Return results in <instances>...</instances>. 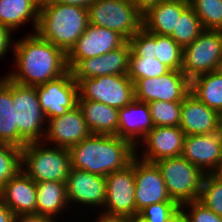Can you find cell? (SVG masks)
<instances>
[{
  "mask_svg": "<svg viewBox=\"0 0 222 222\" xmlns=\"http://www.w3.org/2000/svg\"><path fill=\"white\" fill-rule=\"evenodd\" d=\"M14 42L11 50L15 56L16 69L6 76L15 83L36 87L57 79L69 71L67 54L41 38L36 32L28 33Z\"/></svg>",
  "mask_w": 222,
  "mask_h": 222,
  "instance_id": "cell-1",
  "label": "cell"
},
{
  "mask_svg": "<svg viewBox=\"0 0 222 222\" xmlns=\"http://www.w3.org/2000/svg\"><path fill=\"white\" fill-rule=\"evenodd\" d=\"M71 168L107 176L129 165L136 148L118 135L91 134L69 148Z\"/></svg>",
  "mask_w": 222,
  "mask_h": 222,
  "instance_id": "cell-2",
  "label": "cell"
},
{
  "mask_svg": "<svg viewBox=\"0 0 222 222\" xmlns=\"http://www.w3.org/2000/svg\"><path fill=\"white\" fill-rule=\"evenodd\" d=\"M88 24L87 9L48 2L40 6L35 32L67 54Z\"/></svg>",
  "mask_w": 222,
  "mask_h": 222,
  "instance_id": "cell-3",
  "label": "cell"
},
{
  "mask_svg": "<svg viewBox=\"0 0 222 222\" xmlns=\"http://www.w3.org/2000/svg\"><path fill=\"white\" fill-rule=\"evenodd\" d=\"M21 169L35 183L66 182L71 169L69 149L30 142L21 149Z\"/></svg>",
  "mask_w": 222,
  "mask_h": 222,
  "instance_id": "cell-4",
  "label": "cell"
},
{
  "mask_svg": "<svg viewBox=\"0 0 222 222\" xmlns=\"http://www.w3.org/2000/svg\"><path fill=\"white\" fill-rule=\"evenodd\" d=\"M87 12L89 24L114 30L127 41L142 28L143 14L132 0H95Z\"/></svg>",
  "mask_w": 222,
  "mask_h": 222,
  "instance_id": "cell-5",
  "label": "cell"
},
{
  "mask_svg": "<svg viewBox=\"0 0 222 222\" xmlns=\"http://www.w3.org/2000/svg\"><path fill=\"white\" fill-rule=\"evenodd\" d=\"M155 164L172 200L179 205L198 200L205 173L197 166L182 156L160 159Z\"/></svg>",
  "mask_w": 222,
  "mask_h": 222,
  "instance_id": "cell-6",
  "label": "cell"
},
{
  "mask_svg": "<svg viewBox=\"0 0 222 222\" xmlns=\"http://www.w3.org/2000/svg\"><path fill=\"white\" fill-rule=\"evenodd\" d=\"M222 69V30L204 29L183 48L181 70L191 81L199 75Z\"/></svg>",
  "mask_w": 222,
  "mask_h": 222,
  "instance_id": "cell-7",
  "label": "cell"
},
{
  "mask_svg": "<svg viewBox=\"0 0 222 222\" xmlns=\"http://www.w3.org/2000/svg\"><path fill=\"white\" fill-rule=\"evenodd\" d=\"M78 99L92 100L121 109L135 100L134 82L127 74L75 79Z\"/></svg>",
  "mask_w": 222,
  "mask_h": 222,
  "instance_id": "cell-8",
  "label": "cell"
},
{
  "mask_svg": "<svg viewBox=\"0 0 222 222\" xmlns=\"http://www.w3.org/2000/svg\"><path fill=\"white\" fill-rule=\"evenodd\" d=\"M106 197L100 213L113 216L133 217L138 215L135 203L134 158L121 170L106 177Z\"/></svg>",
  "mask_w": 222,
  "mask_h": 222,
  "instance_id": "cell-9",
  "label": "cell"
},
{
  "mask_svg": "<svg viewBox=\"0 0 222 222\" xmlns=\"http://www.w3.org/2000/svg\"><path fill=\"white\" fill-rule=\"evenodd\" d=\"M135 99L141 102H182L190 93V80L180 70H170L156 78H143L134 83Z\"/></svg>",
  "mask_w": 222,
  "mask_h": 222,
  "instance_id": "cell-10",
  "label": "cell"
},
{
  "mask_svg": "<svg viewBox=\"0 0 222 222\" xmlns=\"http://www.w3.org/2000/svg\"><path fill=\"white\" fill-rule=\"evenodd\" d=\"M42 111L47 119L62 116L77 105L78 83L71 71L35 87Z\"/></svg>",
  "mask_w": 222,
  "mask_h": 222,
  "instance_id": "cell-11",
  "label": "cell"
},
{
  "mask_svg": "<svg viewBox=\"0 0 222 222\" xmlns=\"http://www.w3.org/2000/svg\"><path fill=\"white\" fill-rule=\"evenodd\" d=\"M127 40L118 32L88 24L85 32L67 53L71 70L80 60L96 57L121 47Z\"/></svg>",
  "mask_w": 222,
  "mask_h": 222,
  "instance_id": "cell-12",
  "label": "cell"
},
{
  "mask_svg": "<svg viewBox=\"0 0 222 222\" xmlns=\"http://www.w3.org/2000/svg\"><path fill=\"white\" fill-rule=\"evenodd\" d=\"M135 203L139 213L142 209L154 203L174 201L169 196L165 181L155 163L143 161L134 157Z\"/></svg>",
  "mask_w": 222,
  "mask_h": 222,
  "instance_id": "cell-13",
  "label": "cell"
},
{
  "mask_svg": "<svg viewBox=\"0 0 222 222\" xmlns=\"http://www.w3.org/2000/svg\"><path fill=\"white\" fill-rule=\"evenodd\" d=\"M46 125L42 143H51L48 146L69 149L92 134L78 105L62 116L47 119Z\"/></svg>",
  "mask_w": 222,
  "mask_h": 222,
  "instance_id": "cell-14",
  "label": "cell"
},
{
  "mask_svg": "<svg viewBox=\"0 0 222 222\" xmlns=\"http://www.w3.org/2000/svg\"><path fill=\"white\" fill-rule=\"evenodd\" d=\"M68 204L104 208L106 178L85 170L71 168L65 182ZM88 205V206H87Z\"/></svg>",
  "mask_w": 222,
  "mask_h": 222,
  "instance_id": "cell-15",
  "label": "cell"
},
{
  "mask_svg": "<svg viewBox=\"0 0 222 222\" xmlns=\"http://www.w3.org/2000/svg\"><path fill=\"white\" fill-rule=\"evenodd\" d=\"M131 49L126 41L103 55L80 60L70 71L74 79L128 74Z\"/></svg>",
  "mask_w": 222,
  "mask_h": 222,
  "instance_id": "cell-16",
  "label": "cell"
},
{
  "mask_svg": "<svg viewBox=\"0 0 222 222\" xmlns=\"http://www.w3.org/2000/svg\"><path fill=\"white\" fill-rule=\"evenodd\" d=\"M185 136L179 126H155L141 141L144 152L139 153L141 156L138 158L155 163L160 159L179 157L182 155Z\"/></svg>",
  "mask_w": 222,
  "mask_h": 222,
  "instance_id": "cell-17",
  "label": "cell"
},
{
  "mask_svg": "<svg viewBox=\"0 0 222 222\" xmlns=\"http://www.w3.org/2000/svg\"><path fill=\"white\" fill-rule=\"evenodd\" d=\"M181 156L203 173L211 174L222 161V130L212 134L186 135Z\"/></svg>",
  "mask_w": 222,
  "mask_h": 222,
  "instance_id": "cell-18",
  "label": "cell"
},
{
  "mask_svg": "<svg viewBox=\"0 0 222 222\" xmlns=\"http://www.w3.org/2000/svg\"><path fill=\"white\" fill-rule=\"evenodd\" d=\"M179 127L185 135L212 134L222 130L221 116L189 93L181 104Z\"/></svg>",
  "mask_w": 222,
  "mask_h": 222,
  "instance_id": "cell-19",
  "label": "cell"
},
{
  "mask_svg": "<svg viewBox=\"0 0 222 222\" xmlns=\"http://www.w3.org/2000/svg\"><path fill=\"white\" fill-rule=\"evenodd\" d=\"M0 198L14 216L36 214V183L22 169L0 189Z\"/></svg>",
  "mask_w": 222,
  "mask_h": 222,
  "instance_id": "cell-20",
  "label": "cell"
},
{
  "mask_svg": "<svg viewBox=\"0 0 222 222\" xmlns=\"http://www.w3.org/2000/svg\"><path fill=\"white\" fill-rule=\"evenodd\" d=\"M148 103L134 100L119 109L118 136L138 150V144L154 128Z\"/></svg>",
  "mask_w": 222,
  "mask_h": 222,
  "instance_id": "cell-21",
  "label": "cell"
},
{
  "mask_svg": "<svg viewBox=\"0 0 222 222\" xmlns=\"http://www.w3.org/2000/svg\"><path fill=\"white\" fill-rule=\"evenodd\" d=\"M190 5L178 0H164L143 13L142 27L158 35L170 36L177 20Z\"/></svg>",
  "mask_w": 222,
  "mask_h": 222,
  "instance_id": "cell-22",
  "label": "cell"
},
{
  "mask_svg": "<svg viewBox=\"0 0 222 222\" xmlns=\"http://www.w3.org/2000/svg\"><path fill=\"white\" fill-rule=\"evenodd\" d=\"M92 134L118 135L119 109L92 100L77 99Z\"/></svg>",
  "mask_w": 222,
  "mask_h": 222,
  "instance_id": "cell-23",
  "label": "cell"
},
{
  "mask_svg": "<svg viewBox=\"0 0 222 222\" xmlns=\"http://www.w3.org/2000/svg\"><path fill=\"white\" fill-rule=\"evenodd\" d=\"M12 80L0 79V142L19 147L18 112L13 106Z\"/></svg>",
  "mask_w": 222,
  "mask_h": 222,
  "instance_id": "cell-24",
  "label": "cell"
},
{
  "mask_svg": "<svg viewBox=\"0 0 222 222\" xmlns=\"http://www.w3.org/2000/svg\"><path fill=\"white\" fill-rule=\"evenodd\" d=\"M36 201L37 215L57 219L56 215L69 208L65 182L45 181L36 183Z\"/></svg>",
  "mask_w": 222,
  "mask_h": 222,
  "instance_id": "cell-25",
  "label": "cell"
},
{
  "mask_svg": "<svg viewBox=\"0 0 222 222\" xmlns=\"http://www.w3.org/2000/svg\"><path fill=\"white\" fill-rule=\"evenodd\" d=\"M39 10L40 6L34 0H0V24L15 32L32 19L35 32Z\"/></svg>",
  "mask_w": 222,
  "mask_h": 222,
  "instance_id": "cell-26",
  "label": "cell"
},
{
  "mask_svg": "<svg viewBox=\"0 0 222 222\" xmlns=\"http://www.w3.org/2000/svg\"><path fill=\"white\" fill-rule=\"evenodd\" d=\"M190 93L207 107L222 113V69L197 76L190 81Z\"/></svg>",
  "mask_w": 222,
  "mask_h": 222,
  "instance_id": "cell-27",
  "label": "cell"
},
{
  "mask_svg": "<svg viewBox=\"0 0 222 222\" xmlns=\"http://www.w3.org/2000/svg\"><path fill=\"white\" fill-rule=\"evenodd\" d=\"M44 124H47V118L43 111L18 112L19 148L30 142L43 141L47 126Z\"/></svg>",
  "mask_w": 222,
  "mask_h": 222,
  "instance_id": "cell-28",
  "label": "cell"
},
{
  "mask_svg": "<svg viewBox=\"0 0 222 222\" xmlns=\"http://www.w3.org/2000/svg\"><path fill=\"white\" fill-rule=\"evenodd\" d=\"M153 57L170 70H180L183 63V48L171 36L153 33Z\"/></svg>",
  "mask_w": 222,
  "mask_h": 222,
  "instance_id": "cell-29",
  "label": "cell"
},
{
  "mask_svg": "<svg viewBox=\"0 0 222 222\" xmlns=\"http://www.w3.org/2000/svg\"><path fill=\"white\" fill-rule=\"evenodd\" d=\"M204 28L194 10L189 6L177 20L176 29L170 35L182 48L191 44Z\"/></svg>",
  "mask_w": 222,
  "mask_h": 222,
  "instance_id": "cell-30",
  "label": "cell"
},
{
  "mask_svg": "<svg viewBox=\"0 0 222 222\" xmlns=\"http://www.w3.org/2000/svg\"><path fill=\"white\" fill-rule=\"evenodd\" d=\"M170 69L156 57H138L132 52L129 57L128 77L135 83L143 78H156L168 73Z\"/></svg>",
  "mask_w": 222,
  "mask_h": 222,
  "instance_id": "cell-31",
  "label": "cell"
},
{
  "mask_svg": "<svg viewBox=\"0 0 222 222\" xmlns=\"http://www.w3.org/2000/svg\"><path fill=\"white\" fill-rule=\"evenodd\" d=\"M189 5L204 29L222 30V0H191Z\"/></svg>",
  "mask_w": 222,
  "mask_h": 222,
  "instance_id": "cell-32",
  "label": "cell"
},
{
  "mask_svg": "<svg viewBox=\"0 0 222 222\" xmlns=\"http://www.w3.org/2000/svg\"><path fill=\"white\" fill-rule=\"evenodd\" d=\"M182 102H148L154 126H179Z\"/></svg>",
  "mask_w": 222,
  "mask_h": 222,
  "instance_id": "cell-33",
  "label": "cell"
},
{
  "mask_svg": "<svg viewBox=\"0 0 222 222\" xmlns=\"http://www.w3.org/2000/svg\"><path fill=\"white\" fill-rule=\"evenodd\" d=\"M138 215L147 222H180V205L176 201L154 203Z\"/></svg>",
  "mask_w": 222,
  "mask_h": 222,
  "instance_id": "cell-34",
  "label": "cell"
},
{
  "mask_svg": "<svg viewBox=\"0 0 222 222\" xmlns=\"http://www.w3.org/2000/svg\"><path fill=\"white\" fill-rule=\"evenodd\" d=\"M21 169V149L0 142V189Z\"/></svg>",
  "mask_w": 222,
  "mask_h": 222,
  "instance_id": "cell-35",
  "label": "cell"
},
{
  "mask_svg": "<svg viewBox=\"0 0 222 222\" xmlns=\"http://www.w3.org/2000/svg\"><path fill=\"white\" fill-rule=\"evenodd\" d=\"M198 201L222 217V183L211 174H205Z\"/></svg>",
  "mask_w": 222,
  "mask_h": 222,
  "instance_id": "cell-36",
  "label": "cell"
},
{
  "mask_svg": "<svg viewBox=\"0 0 222 222\" xmlns=\"http://www.w3.org/2000/svg\"><path fill=\"white\" fill-rule=\"evenodd\" d=\"M12 99L16 112L42 111L35 87L21 85L12 81Z\"/></svg>",
  "mask_w": 222,
  "mask_h": 222,
  "instance_id": "cell-37",
  "label": "cell"
},
{
  "mask_svg": "<svg viewBox=\"0 0 222 222\" xmlns=\"http://www.w3.org/2000/svg\"><path fill=\"white\" fill-rule=\"evenodd\" d=\"M180 222H222V217L196 200L180 205Z\"/></svg>",
  "mask_w": 222,
  "mask_h": 222,
  "instance_id": "cell-38",
  "label": "cell"
},
{
  "mask_svg": "<svg viewBox=\"0 0 222 222\" xmlns=\"http://www.w3.org/2000/svg\"><path fill=\"white\" fill-rule=\"evenodd\" d=\"M131 52L138 57H153V33L143 27L128 41Z\"/></svg>",
  "mask_w": 222,
  "mask_h": 222,
  "instance_id": "cell-39",
  "label": "cell"
},
{
  "mask_svg": "<svg viewBox=\"0 0 222 222\" xmlns=\"http://www.w3.org/2000/svg\"><path fill=\"white\" fill-rule=\"evenodd\" d=\"M11 36L13 37V31L0 24V59L5 57L4 55L8 53L11 47H14V45H11L12 41H14Z\"/></svg>",
  "mask_w": 222,
  "mask_h": 222,
  "instance_id": "cell-40",
  "label": "cell"
},
{
  "mask_svg": "<svg viewBox=\"0 0 222 222\" xmlns=\"http://www.w3.org/2000/svg\"><path fill=\"white\" fill-rule=\"evenodd\" d=\"M14 222H57V220L45 215L29 214L14 216Z\"/></svg>",
  "mask_w": 222,
  "mask_h": 222,
  "instance_id": "cell-41",
  "label": "cell"
},
{
  "mask_svg": "<svg viewBox=\"0 0 222 222\" xmlns=\"http://www.w3.org/2000/svg\"><path fill=\"white\" fill-rule=\"evenodd\" d=\"M50 2L88 9L95 0H51Z\"/></svg>",
  "mask_w": 222,
  "mask_h": 222,
  "instance_id": "cell-42",
  "label": "cell"
},
{
  "mask_svg": "<svg viewBox=\"0 0 222 222\" xmlns=\"http://www.w3.org/2000/svg\"><path fill=\"white\" fill-rule=\"evenodd\" d=\"M97 219H95L94 222H131V217L126 216H113V215H107L104 213H99Z\"/></svg>",
  "mask_w": 222,
  "mask_h": 222,
  "instance_id": "cell-43",
  "label": "cell"
},
{
  "mask_svg": "<svg viewBox=\"0 0 222 222\" xmlns=\"http://www.w3.org/2000/svg\"><path fill=\"white\" fill-rule=\"evenodd\" d=\"M163 1L164 0H132L142 14L145 13L149 8L158 5Z\"/></svg>",
  "mask_w": 222,
  "mask_h": 222,
  "instance_id": "cell-44",
  "label": "cell"
},
{
  "mask_svg": "<svg viewBox=\"0 0 222 222\" xmlns=\"http://www.w3.org/2000/svg\"><path fill=\"white\" fill-rule=\"evenodd\" d=\"M0 222H14V214L0 198Z\"/></svg>",
  "mask_w": 222,
  "mask_h": 222,
  "instance_id": "cell-45",
  "label": "cell"
},
{
  "mask_svg": "<svg viewBox=\"0 0 222 222\" xmlns=\"http://www.w3.org/2000/svg\"><path fill=\"white\" fill-rule=\"evenodd\" d=\"M211 175L218 180L220 183H222V161L221 163L214 169V171L211 173Z\"/></svg>",
  "mask_w": 222,
  "mask_h": 222,
  "instance_id": "cell-46",
  "label": "cell"
},
{
  "mask_svg": "<svg viewBox=\"0 0 222 222\" xmlns=\"http://www.w3.org/2000/svg\"><path fill=\"white\" fill-rule=\"evenodd\" d=\"M131 222H147V221L142 217H140L139 215H135L131 217Z\"/></svg>",
  "mask_w": 222,
  "mask_h": 222,
  "instance_id": "cell-47",
  "label": "cell"
},
{
  "mask_svg": "<svg viewBox=\"0 0 222 222\" xmlns=\"http://www.w3.org/2000/svg\"><path fill=\"white\" fill-rule=\"evenodd\" d=\"M39 6H41L42 4L48 3L51 0H34Z\"/></svg>",
  "mask_w": 222,
  "mask_h": 222,
  "instance_id": "cell-48",
  "label": "cell"
},
{
  "mask_svg": "<svg viewBox=\"0 0 222 222\" xmlns=\"http://www.w3.org/2000/svg\"><path fill=\"white\" fill-rule=\"evenodd\" d=\"M178 1L186 2L188 4H190V2H191V0H178Z\"/></svg>",
  "mask_w": 222,
  "mask_h": 222,
  "instance_id": "cell-49",
  "label": "cell"
}]
</instances>
